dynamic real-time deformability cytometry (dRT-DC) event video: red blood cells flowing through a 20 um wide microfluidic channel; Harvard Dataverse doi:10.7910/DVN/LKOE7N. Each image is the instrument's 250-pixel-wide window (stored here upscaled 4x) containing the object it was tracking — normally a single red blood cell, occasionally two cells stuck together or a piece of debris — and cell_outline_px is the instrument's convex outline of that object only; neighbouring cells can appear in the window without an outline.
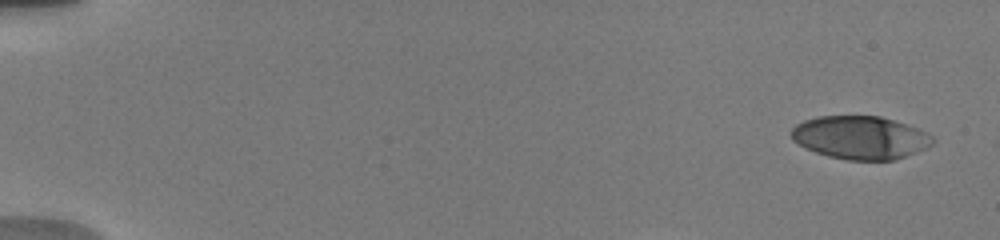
{"species": "human", "species_latin": "Homo sapiens", "temperature_condition": "warm", "stored_images_in_passage": 20, "camera_frame_rate_fps": 3000, "um_per_image_px": 0.085, "donor": {"sex": "male"}, "frame": {"image": 1, "passage_image": 6, "time_ms": 0.667, "image_size_px": [1000, 240], "cell_outline_px": [[936, 140], [928, 148], [896, 160], [848, 160], [828, 156], [804, 148], [792, 140], [788, 132], [796, 124], [804, 120], [820, 116], [880, 116], [920, 128], [932, 136]], "centroid_in_image_um": [73.13, 11.7], "position_along_channel_um": 11.9, "area_um2": 35.95}}